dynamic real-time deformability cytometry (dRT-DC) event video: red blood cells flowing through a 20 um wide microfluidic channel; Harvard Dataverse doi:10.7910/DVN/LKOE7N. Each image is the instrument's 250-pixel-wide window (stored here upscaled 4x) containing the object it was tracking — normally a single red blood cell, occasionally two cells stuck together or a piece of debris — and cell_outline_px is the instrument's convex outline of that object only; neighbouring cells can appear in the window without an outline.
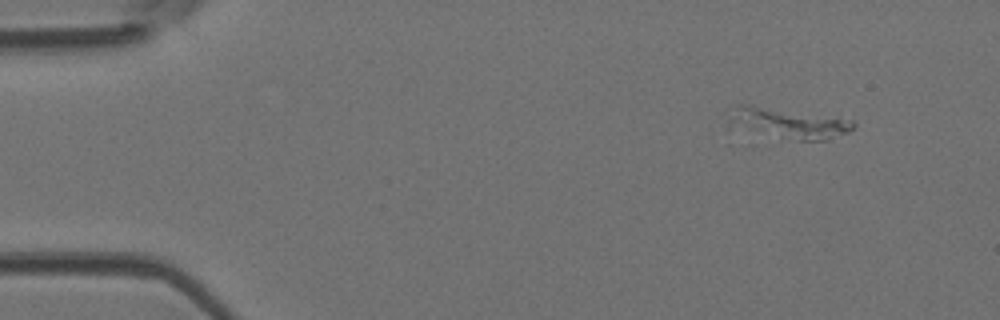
{"species": "Egyptian fruit bat (a non-hibernating species)", "species_latin": "Rousettus aegyptiacus", "temperature_condition": "room temperature", "stored_images_in_passage": 7, "camera_frame_rate_fps": 3000, "um_per_image_px": 0.085, "animal": {"sex": "female"}, "frame": {"image": 1, "passage_image": 1, "time_ms": 0.0, "image_size_px": [1000, 320], "cell_outline_px": [[856, 124], [848, 132], [828, 140], [788, 140], [728, 128], [728, 108], [744, 104], [852, 120]], "centroid_in_image_um": [66.85, 10.5], "position_along_channel_um": 18.2, "area_um2": 22.43}}
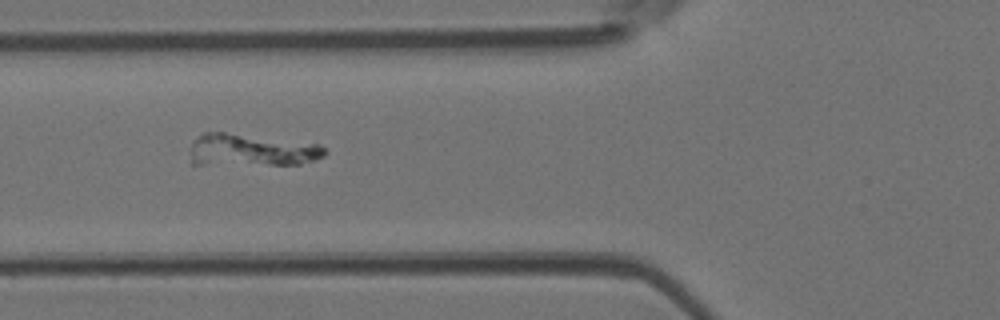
{"frame": {"image": 2, "passage_image": 5, "time_ms": 1.333, "image_size_px": [1000, 320], "cell_outline_px": [[328, 152], [324, 156], [300, 164], [192, 164], [192, 144], [204, 132], [224, 132], [316, 144], [324, 148]], "centroid_in_image_um": [21.38, 12.76], "position_along_channel_um": 104.4, "area_um2": 24.62}}
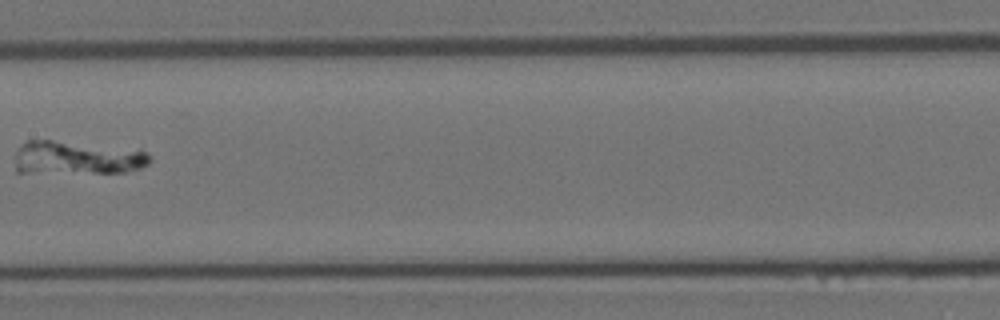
{"frame": {"image": 3, "passage_image": 7, "time_ms": 2.0, "image_size_px": [1000, 320], "cell_outline_px": [[152, 160], [148, 164], [140, 168], [124, 172], [16, 172], [16, 152], [20, 144], [28, 140], [52, 140], [140, 148], [152, 156]], "centroid_in_image_um": [6.62, 13.38], "position_along_channel_um": 200.8, "area_um2": 26.65}}